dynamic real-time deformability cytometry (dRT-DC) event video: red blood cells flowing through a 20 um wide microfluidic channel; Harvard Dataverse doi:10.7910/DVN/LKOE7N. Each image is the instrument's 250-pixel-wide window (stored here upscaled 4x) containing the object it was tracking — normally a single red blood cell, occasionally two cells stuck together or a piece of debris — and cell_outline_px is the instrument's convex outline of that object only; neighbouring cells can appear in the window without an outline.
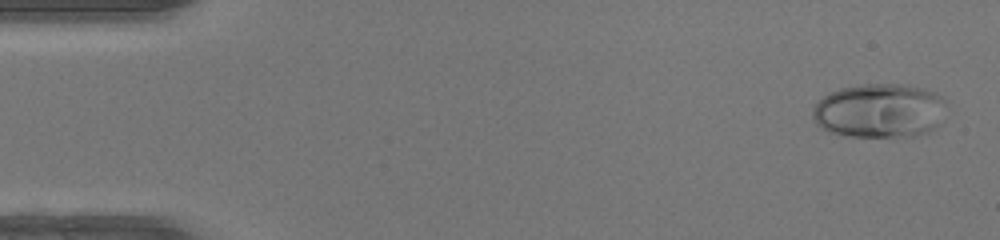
{"species": "human", "species_latin": "Homo sapiens", "temperature_condition": "warm", "stored_images_in_passage": 48, "camera_frame_rate_fps": 3000, "um_per_image_px": 0.085, "donor": {"sex": "female"}, "frame": {"image": 1, "passage_image": 2, "time_ms": 0.333, "image_size_px": [1000, 240], "cell_outline_px": [[944, 100], [940, 124], [916, 136], [844, 136], [828, 132], [820, 128], [812, 120], [812, 108], [824, 96], [840, 88], [864, 84], [908, 84], [936, 92]], "centroid_in_image_um": [74.71, 9.41], "position_along_channel_um": 10.3, "area_um2": 42.25}}
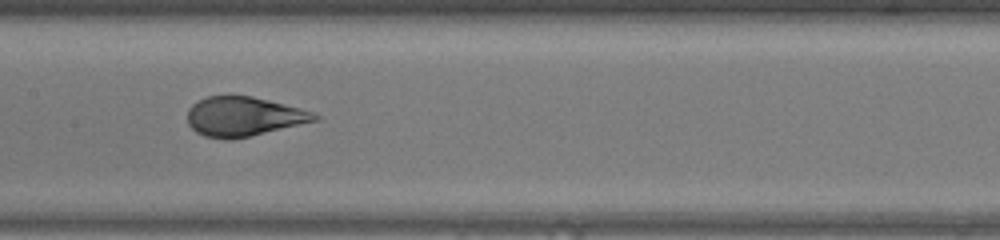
{"frame": {"image": 2, "passage_image": 24, "time_ms": 7.667, "image_size_px": [1000, 240], "cell_outline_px": [[320, 120], [232, 140], [224, 140], [204, 136], [196, 132], [188, 124], [188, 108], [192, 104], [208, 96], [252, 96], [300, 108], [312, 112], [320, 116]], "centroid_in_image_um": [20.7, 9.92], "position_along_channel_um": 186.7, "area_um2": 29.19}}
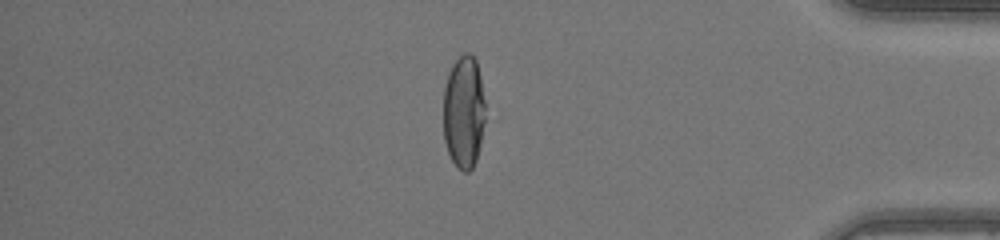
{"frame": {"image": 3, "passage_image": 41, "time_ms": 13.333, "image_size_px": [1000, 240], "cell_outline_px": [[484, 120], [480, 144], [476, 160], [472, 168], [468, 172], [464, 172], [456, 168], [448, 152], [444, 140], [444, 88], [448, 72], [452, 64], [464, 52], [468, 52], [476, 60], [480, 76], [484, 100]], "centroid_in_image_um": [39.41, 9.52], "position_along_channel_um": 395.8, "area_um2": 27.57}, "authors_computed_cell_mechanics": {"area_um2": 31.1542, "velocity_mm_per_s": 4.2777, "shape_relaxation_time_tau1_ms": 5.3896, "shape_relaxation_time_tau2_ms": null, "deformation_change_tau1": 0.2621, "deformation_change_tau2": null}}